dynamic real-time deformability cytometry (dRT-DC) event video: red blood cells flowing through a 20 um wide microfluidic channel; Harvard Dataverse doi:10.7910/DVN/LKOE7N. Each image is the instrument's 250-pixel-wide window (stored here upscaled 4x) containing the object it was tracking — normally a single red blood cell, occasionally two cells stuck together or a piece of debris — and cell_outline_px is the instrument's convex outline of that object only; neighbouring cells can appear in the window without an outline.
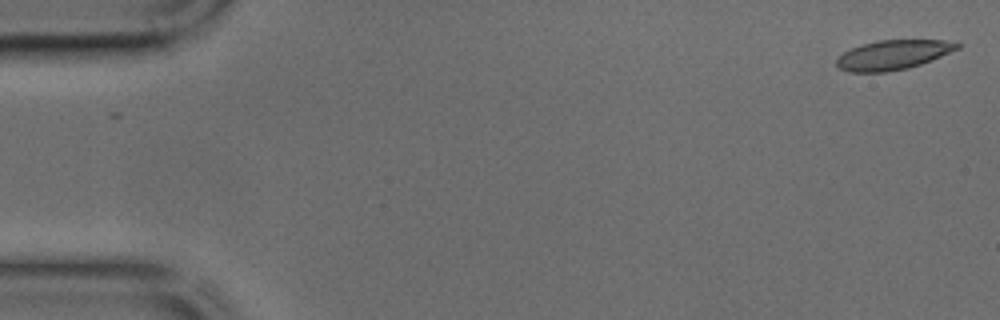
{"species": "common noctule bat (a hibernating species)", "species_latin": "Nyctalus noctula", "temperature_condition": "cold", "stored_images_in_passage": 7, "camera_frame_rate_fps": 3000, "um_per_image_px": 0.085, "animal": {"sex": "male", "body_mass_g": 17.9, "forearm_length_mm": 54.2}, "frame": {"image": 1, "passage_image": 1, "time_ms": 0.0, "image_size_px": [1000, 320], "cell_outline_px": [[964, 44], [960, 48], [932, 60], [908, 68], [884, 72], [848, 72], [840, 68], [836, 64], [836, 60], [844, 52], [860, 44], [876, 40], [956, 40]], "centroid_in_image_um": [75.97, 4.64], "position_along_channel_um": 9.0, "area_um2": 20.98}}